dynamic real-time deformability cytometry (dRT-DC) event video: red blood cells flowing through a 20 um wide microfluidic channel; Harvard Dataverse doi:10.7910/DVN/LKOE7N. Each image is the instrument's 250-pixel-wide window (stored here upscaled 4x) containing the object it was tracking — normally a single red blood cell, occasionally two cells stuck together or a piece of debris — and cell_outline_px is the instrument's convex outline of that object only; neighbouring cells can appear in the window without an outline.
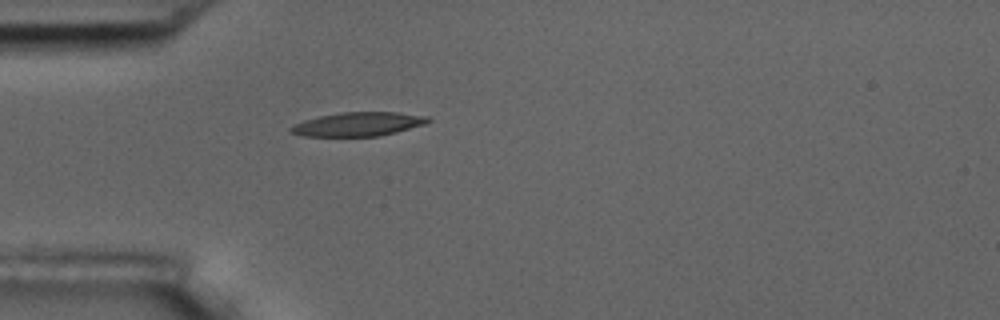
{"species": "common noctule bat (a hibernating species)", "species_latin": "Nyctalus noctula", "temperature_condition": "room temperature", "stored_images_in_passage": 40, "camera_frame_rate_fps": 3000, "um_per_image_px": 0.085, "animal": {"sex": "male", "body_mass_g": 17.5, "forearm_length_mm": 52.3}, "frame": {"image": 1, "passage_image": 1, "time_ms": 0.0, "image_size_px": [1000, 320], "cell_outline_px": [[432, 120], [424, 124], [396, 132], [376, 136], [304, 136], [292, 132], [288, 128], [304, 120], [320, 116], [340, 112], [396, 112], [428, 116]], "centroid_in_image_um": [30.46, 10.54], "position_along_channel_um": 54.5, "area_um2": 18.9}}
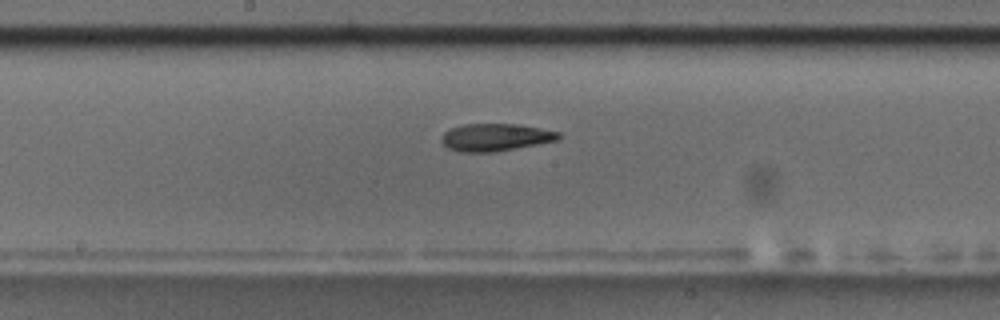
{"frame": {"image": 2, "passage_image": 14, "time_ms": 4.333, "image_size_px": [1000, 320], "cell_outline_px": [[564, 136], [556, 140], [496, 152], [460, 152], [448, 148], [440, 140], [440, 136], [444, 132], [452, 128], [464, 124], [516, 124], [540, 128], [560, 132]], "centroid_in_image_um": [42.1, 11.67], "position_along_channel_um": 206.1, "area_um2": 18.73}}
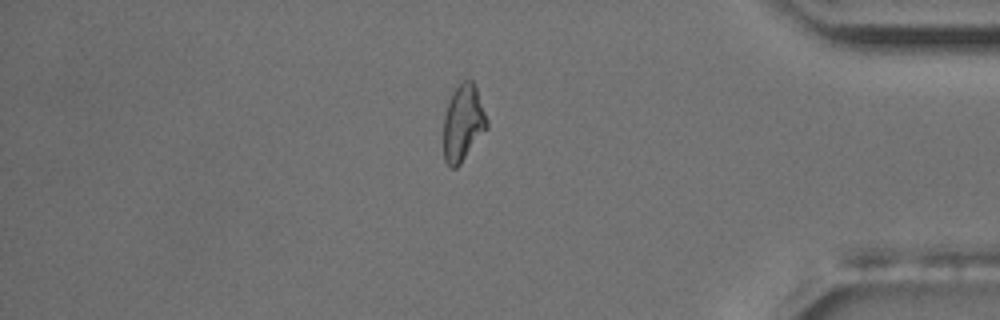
{"frame": {"image": 3, "passage_image": 32, "time_ms": 10.333, "image_size_px": [1000, 320], "cell_outline_px": [[488, 128], [460, 164], [456, 168], [452, 168], [444, 160], [444, 116], [448, 104], [460, 80], [472, 80], [476, 88], [488, 120]], "centroid_in_image_um": [39.38, 10.46], "position_along_channel_um": 395.8, "area_um2": 19.13}, "authors_computed_cell_mechanics": {"area_um2": 18.9584, "velocity_mm_per_s": 3.6557, "shape_relaxation_time_tau1_ms": 8.4645, "shape_relaxation_time_tau2_ms": 2.7082, "deformation_change_tau1": 0.2152, "deformation_change_tau2": 0.1021}}